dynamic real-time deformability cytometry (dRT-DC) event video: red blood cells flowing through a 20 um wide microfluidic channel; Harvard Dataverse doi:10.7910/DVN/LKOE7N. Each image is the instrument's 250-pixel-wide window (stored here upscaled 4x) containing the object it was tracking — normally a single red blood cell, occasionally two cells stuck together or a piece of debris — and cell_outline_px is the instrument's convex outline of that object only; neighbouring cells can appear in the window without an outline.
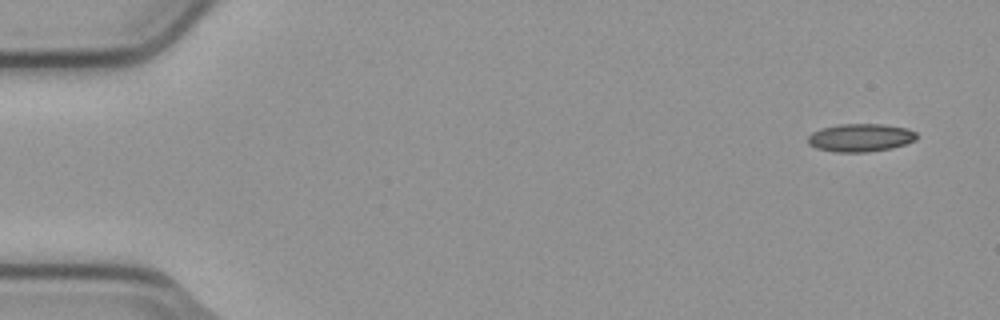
{"species": "common noctule bat (a hibernating species)", "species_latin": "Nyctalus noctula", "temperature_condition": "cold", "stored_images_in_passage": 6, "camera_frame_rate_fps": 3000, "um_per_image_px": 0.085, "animal": {"sex": "male", "body_mass_g": 23.1, "forearm_length_mm": 52.7}, "frame": {"image": 1, "passage_image": 1, "time_ms": 0.0, "image_size_px": [1000, 320], "cell_outline_px": [[916, 140], [892, 148], [864, 152], [836, 152], [816, 148], [808, 144], [808, 136], [812, 132], [820, 128], [836, 124], [884, 124], [908, 128], [916, 132]], "centroid_in_image_um": [73.12, 11.69], "position_along_channel_um": 11.9, "area_um2": 17.86}}
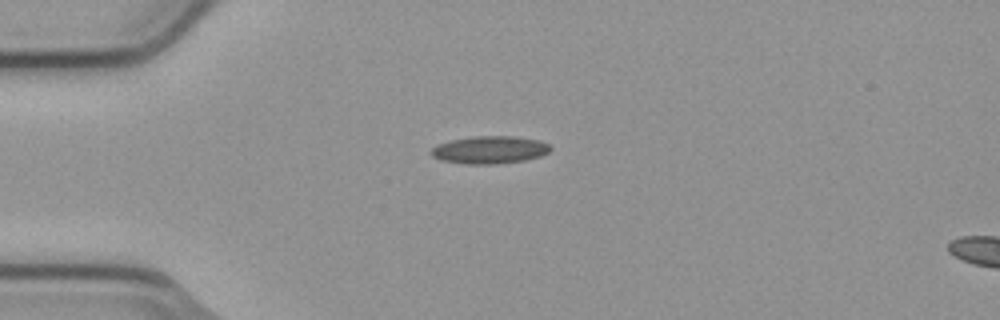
{"frame": {"image": 2, "passage_image": 4, "time_ms": 1.0, "image_size_px": [1000, 320], "cell_outline_px": [[552, 148], [548, 152], [540, 156], [524, 160], [496, 164], [464, 164], [440, 160], [432, 156], [428, 152], [436, 144], [452, 140], [472, 136], [512, 136], [540, 140], [548, 144]], "centroid_in_image_um": [41.58, 12.74], "position_along_channel_um": 43.4, "area_um2": 19.31}}
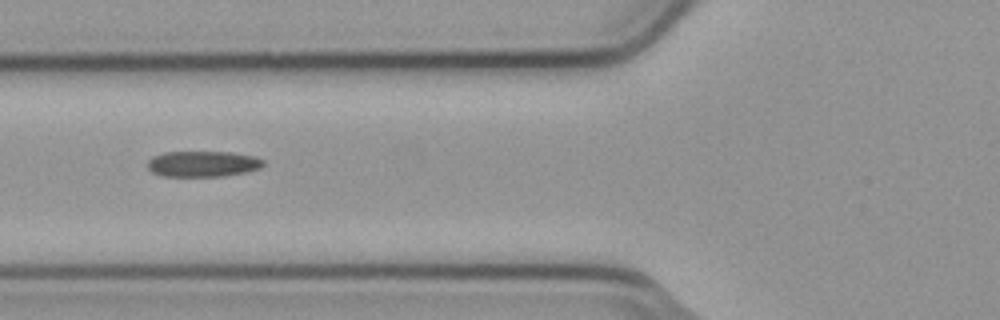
{"frame": {"image": 3, "passage_image": 6, "time_ms": 1.667, "image_size_px": [1000, 320], "cell_outline_px": [[264, 164], [260, 168], [248, 172], [224, 176], [164, 176], [152, 172], [148, 168], [148, 160], [152, 156], [164, 152], [232, 152], [256, 156], [264, 160]], "centroid_in_image_um": [17.27, 13.92], "position_along_channel_um": 108.5, "area_um2": 17.57}}